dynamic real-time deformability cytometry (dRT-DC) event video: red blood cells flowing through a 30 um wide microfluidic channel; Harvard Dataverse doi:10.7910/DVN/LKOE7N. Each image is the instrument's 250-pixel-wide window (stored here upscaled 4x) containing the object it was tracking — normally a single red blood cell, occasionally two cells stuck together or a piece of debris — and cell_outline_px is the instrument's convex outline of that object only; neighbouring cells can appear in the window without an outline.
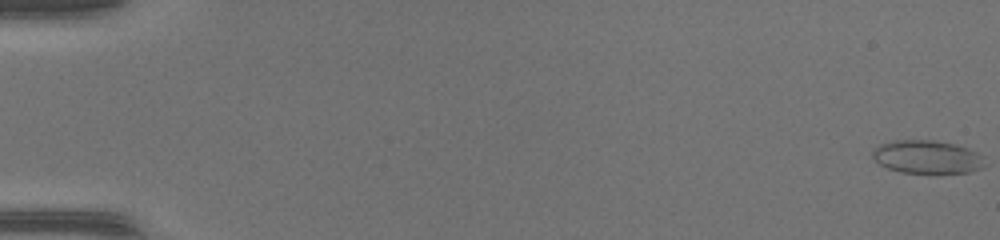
{"species": "common noctule bat (a hibernating species)", "species_latin": "Nyctalus noctula", "temperature_condition": "warm", "stored_images_in_passage": 52, "camera_frame_rate_fps": 3000, "um_per_image_px": 0.085, "animal": {"sex": "female", "body_mass_g": 17.0, "forearm_length_mm": 48.0}, "frame": {"image": 1, "passage_image": 1, "time_ms": 0.0, "image_size_px": [1000, 240], "cell_outline_px": [[984, 168], [968, 172], [900, 172], [888, 168], [880, 164], [872, 156], [872, 152], [880, 144], [892, 140], [936, 140], [968, 148], [984, 156]], "centroid_in_image_um": [78.81, 13.33], "position_along_channel_um": 6.2, "area_um2": 21.5}}
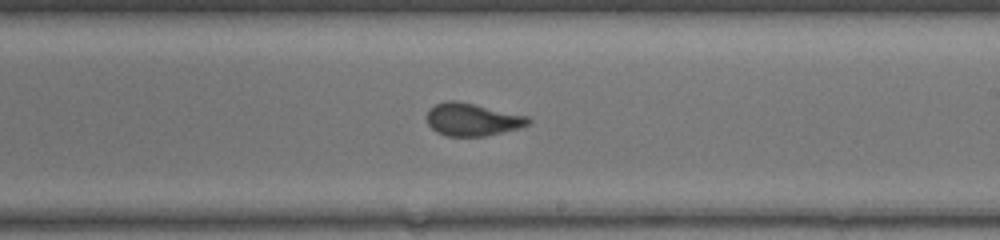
{"frame": {"image": 2, "passage_image": 32, "time_ms": 10.333, "image_size_px": [1000, 240], "cell_outline_px": [[532, 120], [528, 124], [520, 128], [484, 136], [448, 136], [436, 132], [428, 124], [428, 108], [444, 100], [456, 100], [528, 116]], "centroid_in_image_um": [40.14, 10.15], "position_along_channel_um": 248.9, "area_um2": 19.25}}
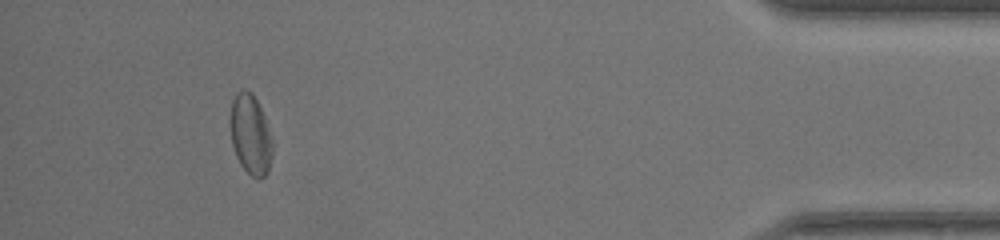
{"frame": {"image": 3, "passage_image": 48, "time_ms": 15.667, "image_size_px": [1000, 240], "cell_outline_px": [[272, 156], [268, 172], [260, 180], [256, 180], [240, 164], [236, 156], [232, 144], [232, 100], [236, 92], [244, 88], [252, 92], [264, 116], [272, 140]], "centroid_in_image_um": [21.32, 11.46], "position_along_channel_um": 413.9, "area_um2": 19.36}, "authors_computed_cell_mechanics": {"area_um2": 20.1433, "velocity_mm_per_s": 4.1803, "shape_relaxation_time_tau1_ms": null, "shape_relaxation_time_tau2_ms": 1.2156, "deformation_change_tau1": null, "deformation_change_tau2": 0.0786}}